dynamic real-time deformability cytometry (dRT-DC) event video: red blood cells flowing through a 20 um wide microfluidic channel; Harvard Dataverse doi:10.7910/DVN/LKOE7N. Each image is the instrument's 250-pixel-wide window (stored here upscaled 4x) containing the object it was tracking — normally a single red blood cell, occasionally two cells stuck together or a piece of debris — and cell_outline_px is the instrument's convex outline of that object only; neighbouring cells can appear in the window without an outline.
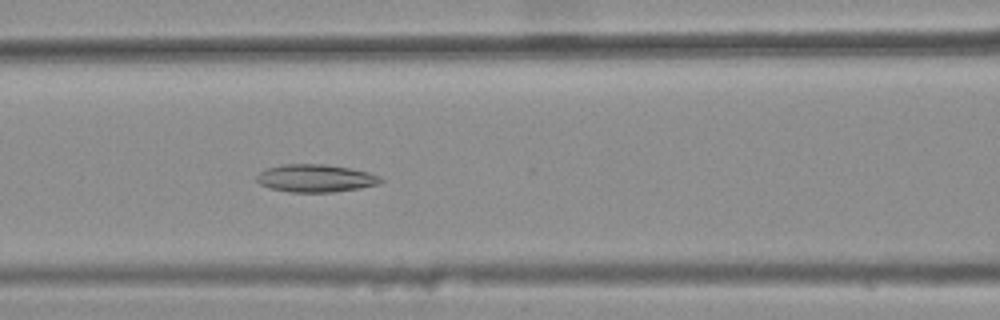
{"species": "common noctule bat (a hibernating species)", "species_latin": "Nyctalus noctula", "temperature_condition": "warm", "stored_images_in_passage": 37, "camera_frame_rate_fps": 3000, "um_per_image_px": 0.085, "animal": {"sex": "female", "body_mass_g": 25.1}, "frame": {"image": 1, "passage_image": 15, "time_ms": 4.667, "image_size_px": [1000, 320], "cell_outline_px": [[384, 180], [380, 184], [360, 188], [332, 192], [288, 192], [272, 188], [260, 184], [256, 180], [256, 176], [264, 168], [284, 164], [324, 164], [348, 168], [368, 172], [380, 176]], "centroid_in_image_um": [26.82, 15.15], "position_along_channel_um": 139.8, "area_um2": 20.06}}
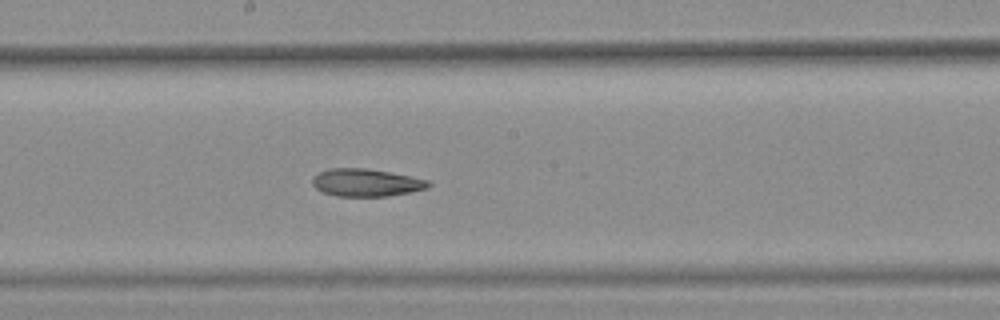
{"frame": {"image": 2, "passage_image": 21, "time_ms": 6.667, "image_size_px": [1000, 320], "cell_outline_px": [[432, 184], [428, 188], [388, 196], [336, 196], [324, 192], [316, 188], [312, 184], [312, 176], [328, 168], [364, 168], [388, 172], [428, 180]], "centroid_in_image_um": [31.09, 15.52], "position_along_channel_um": 217.1, "area_um2": 18.5}}
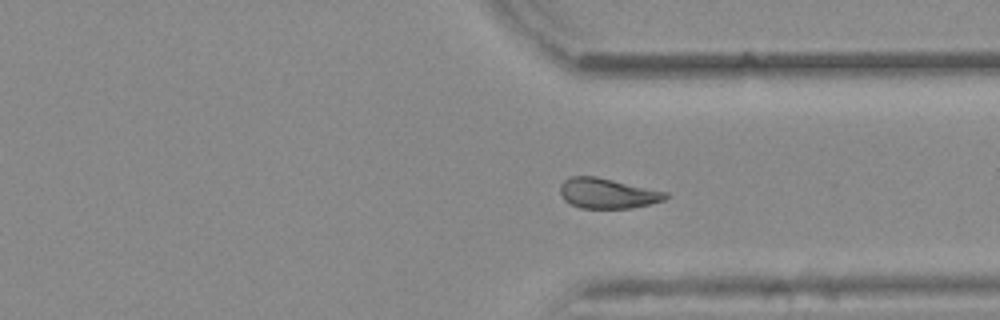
{"frame": {"image": 3, "passage_image": 32, "time_ms": 10.333, "image_size_px": [1000, 320], "cell_outline_px": [[668, 196], [664, 200], [632, 208], [580, 208], [564, 200], [560, 192], [560, 184], [564, 180], [572, 176], [596, 176], [668, 192]], "centroid_in_image_um": [51.62, 16.43], "position_along_channel_um": 359.8, "area_um2": 18.5}, "authors_computed_cell_mechanics": {"area_um2": 19.1318, "velocity_mm_per_s": 3.8777, "shape_relaxation_time_tau1_ms": null, "shape_relaxation_time_tau2_ms": 6.6378, "deformation_change_tau1": null, "deformation_change_tau2": 0.1377}}